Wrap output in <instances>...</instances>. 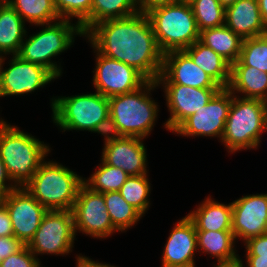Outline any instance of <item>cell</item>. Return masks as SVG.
Instances as JSON below:
<instances>
[{
	"label": "cell",
	"mask_w": 267,
	"mask_h": 267,
	"mask_svg": "<svg viewBox=\"0 0 267 267\" xmlns=\"http://www.w3.org/2000/svg\"><path fill=\"white\" fill-rule=\"evenodd\" d=\"M40 259L25 245L20 251L2 260L1 267H39Z\"/></svg>",
	"instance_id": "cell-35"
},
{
	"label": "cell",
	"mask_w": 267,
	"mask_h": 267,
	"mask_svg": "<svg viewBox=\"0 0 267 267\" xmlns=\"http://www.w3.org/2000/svg\"><path fill=\"white\" fill-rule=\"evenodd\" d=\"M232 94V103L220 142L229 153L258 149L267 122V102Z\"/></svg>",
	"instance_id": "cell-5"
},
{
	"label": "cell",
	"mask_w": 267,
	"mask_h": 267,
	"mask_svg": "<svg viewBox=\"0 0 267 267\" xmlns=\"http://www.w3.org/2000/svg\"><path fill=\"white\" fill-rule=\"evenodd\" d=\"M100 164L90 178L83 179V183L96 192L119 191L129 175L121 168L106 164L102 159Z\"/></svg>",
	"instance_id": "cell-29"
},
{
	"label": "cell",
	"mask_w": 267,
	"mask_h": 267,
	"mask_svg": "<svg viewBox=\"0 0 267 267\" xmlns=\"http://www.w3.org/2000/svg\"><path fill=\"white\" fill-rule=\"evenodd\" d=\"M176 2H178V0H137V6L139 12L147 13L155 7L168 5Z\"/></svg>",
	"instance_id": "cell-41"
},
{
	"label": "cell",
	"mask_w": 267,
	"mask_h": 267,
	"mask_svg": "<svg viewBox=\"0 0 267 267\" xmlns=\"http://www.w3.org/2000/svg\"><path fill=\"white\" fill-rule=\"evenodd\" d=\"M83 179L54 161H44L25 189L47 210H72Z\"/></svg>",
	"instance_id": "cell-4"
},
{
	"label": "cell",
	"mask_w": 267,
	"mask_h": 267,
	"mask_svg": "<svg viewBox=\"0 0 267 267\" xmlns=\"http://www.w3.org/2000/svg\"><path fill=\"white\" fill-rule=\"evenodd\" d=\"M92 2L93 0H54V5L60 19L73 20L76 17L85 34L91 28Z\"/></svg>",
	"instance_id": "cell-34"
},
{
	"label": "cell",
	"mask_w": 267,
	"mask_h": 267,
	"mask_svg": "<svg viewBox=\"0 0 267 267\" xmlns=\"http://www.w3.org/2000/svg\"><path fill=\"white\" fill-rule=\"evenodd\" d=\"M157 45L163 54L182 51L199 40V30L190 4L176 2L146 13Z\"/></svg>",
	"instance_id": "cell-7"
},
{
	"label": "cell",
	"mask_w": 267,
	"mask_h": 267,
	"mask_svg": "<svg viewBox=\"0 0 267 267\" xmlns=\"http://www.w3.org/2000/svg\"><path fill=\"white\" fill-rule=\"evenodd\" d=\"M92 132L103 135L105 137L104 143L115 141L122 137L117 128V125L110 115L100 121Z\"/></svg>",
	"instance_id": "cell-36"
},
{
	"label": "cell",
	"mask_w": 267,
	"mask_h": 267,
	"mask_svg": "<svg viewBox=\"0 0 267 267\" xmlns=\"http://www.w3.org/2000/svg\"><path fill=\"white\" fill-rule=\"evenodd\" d=\"M71 212L75 234L82 232L97 239H106L117 232L107 212L103 193L91 190L84 183L79 188Z\"/></svg>",
	"instance_id": "cell-10"
},
{
	"label": "cell",
	"mask_w": 267,
	"mask_h": 267,
	"mask_svg": "<svg viewBox=\"0 0 267 267\" xmlns=\"http://www.w3.org/2000/svg\"><path fill=\"white\" fill-rule=\"evenodd\" d=\"M157 87L156 81H147L133 92L108 98L110 116L122 136L142 139L149 136L159 111L150 92Z\"/></svg>",
	"instance_id": "cell-3"
},
{
	"label": "cell",
	"mask_w": 267,
	"mask_h": 267,
	"mask_svg": "<svg viewBox=\"0 0 267 267\" xmlns=\"http://www.w3.org/2000/svg\"><path fill=\"white\" fill-rule=\"evenodd\" d=\"M27 35L25 22L4 0L0 4V57L16 55Z\"/></svg>",
	"instance_id": "cell-24"
},
{
	"label": "cell",
	"mask_w": 267,
	"mask_h": 267,
	"mask_svg": "<svg viewBox=\"0 0 267 267\" xmlns=\"http://www.w3.org/2000/svg\"><path fill=\"white\" fill-rule=\"evenodd\" d=\"M227 89L233 95L242 93L243 98L267 102V73L251 66H245L240 60H237L231 65Z\"/></svg>",
	"instance_id": "cell-21"
},
{
	"label": "cell",
	"mask_w": 267,
	"mask_h": 267,
	"mask_svg": "<svg viewBox=\"0 0 267 267\" xmlns=\"http://www.w3.org/2000/svg\"><path fill=\"white\" fill-rule=\"evenodd\" d=\"M190 5L199 32L225 25V8L219 0H194Z\"/></svg>",
	"instance_id": "cell-32"
},
{
	"label": "cell",
	"mask_w": 267,
	"mask_h": 267,
	"mask_svg": "<svg viewBox=\"0 0 267 267\" xmlns=\"http://www.w3.org/2000/svg\"><path fill=\"white\" fill-rule=\"evenodd\" d=\"M213 267H240V264L239 263L230 264V265H217L216 264V266L214 264Z\"/></svg>",
	"instance_id": "cell-46"
},
{
	"label": "cell",
	"mask_w": 267,
	"mask_h": 267,
	"mask_svg": "<svg viewBox=\"0 0 267 267\" xmlns=\"http://www.w3.org/2000/svg\"><path fill=\"white\" fill-rule=\"evenodd\" d=\"M84 37L99 53L133 67L148 81H156L161 74L163 53L146 13L103 20Z\"/></svg>",
	"instance_id": "cell-1"
},
{
	"label": "cell",
	"mask_w": 267,
	"mask_h": 267,
	"mask_svg": "<svg viewBox=\"0 0 267 267\" xmlns=\"http://www.w3.org/2000/svg\"><path fill=\"white\" fill-rule=\"evenodd\" d=\"M21 16L33 25L49 24L60 20L54 0H5Z\"/></svg>",
	"instance_id": "cell-27"
},
{
	"label": "cell",
	"mask_w": 267,
	"mask_h": 267,
	"mask_svg": "<svg viewBox=\"0 0 267 267\" xmlns=\"http://www.w3.org/2000/svg\"><path fill=\"white\" fill-rule=\"evenodd\" d=\"M239 60L267 73V34L243 39Z\"/></svg>",
	"instance_id": "cell-33"
},
{
	"label": "cell",
	"mask_w": 267,
	"mask_h": 267,
	"mask_svg": "<svg viewBox=\"0 0 267 267\" xmlns=\"http://www.w3.org/2000/svg\"><path fill=\"white\" fill-rule=\"evenodd\" d=\"M266 131H267V122L264 125L263 132L262 133H265Z\"/></svg>",
	"instance_id": "cell-48"
},
{
	"label": "cell",
	"mask_w": 267,
	"mask_h": 267,
	"mask_svg": "<svg viewBox=\"0 0 267 267\" xmlns=\"http://www.w3.org/2000/svg\"><path fill=\"white\" fill-rule=\"evenodd\" d=\"M170 117L163 124L173 131L189 116L206 106L220 89L193 88L185 85H162Z\"/></svg>",
	"instance_id": "cell-17"
},
{
	"label": "cell",
	"mask_w": 267,
	"mask_h": 267,
	"mask_svg": "<svg viewBox=\"0 0 267 267\" xmlns=\"http://www.w3.org/2000/svg\"><path fill=\"white\" fill-rule=\"evenodd\" d=\"M71 21L60 19L49 24L37 25L43 29L30 35L29 38H24L16 55L23 61L44 66L57 78L60 77L63 73L61 65L52 61L53 57L61 55L70 48L76 35L84 37L81 26Z\"/></svg>",
	"instance_id": "cell-6"
},
{
	"label": "cell",
	"mask_w": 267,
	"mask_h": 267,
	"mask_svg": "<svg viewBox=\"0 0 267 267\" xmlns=\"http://www.w3.org/2000/svg\"><path fill=\"white\" fill-rule=\"evenodd\" d=\"M194 63L213 78L222 88H227L230 81L231 64L221 55L199 40L184 50Z\"/></svg>",
	"instance_id": "cell-25"
},
{
	"label": "cell",
	"mask_w": 267,
	"mask_h": 267,
	"mask_svg": "<svg viewBox=\"0 0 267 267\" xmlns=\"http://www.w3.org/2000/svg\"><path fill=\"white\" fill-rule=\"evenodd\" d=\"M101 159L106 164L121 168L129 176L148 173L147 151L142 138L122 136L104 143Z\"/></svg>",
	"instance_id": "cell-18"
},
{
	"label": "cell",
	"mask_w": 267,
	"mask_h": 267,
	"mask_svg": "<svg viewBox=\"0 0 267 267\" xmlns=\"http://www.w3.org/2000/svg\"><path fill=\"white\" fill-rule=\"evenodd\" d=\"M51 101L52 121L62 132H92L100 121L110 115L108 98L98 92L59 96Z\"/></svg>",
	"instance_id": "cell-8"
},
{
	"label": "cell",
	"mask_w": 267,
	"mask_h": 267,
	"mask_svg": "<svg viewBox=\"0 0 267 267\" xmlns=\"http://www.w3.org/2000/svg\"><path fill=\"white\" fill-rule=\"evenodd\" d=\"M0 200L7 207L14 236L28 245L48 210L25 187H17Z\"/></svg>",
	"instance_id": "cell-14"
},
{
	"label": "cell",
	"mask_w": 267,
	"mask_h": 267,
	"mask_svg": "<svg viewBox=\"0 0 267 267\" xmlns=\"http://www.w3.org/2000/svg\"><path fill=\"white\" fill-rule=\"evenodd\" d=\"M225 25L242 39L267 34L257 0H238L225 8Z\"/></svg>",
	"instance_id": "cell-20"
},
{
	"label": "cell",
	"mask_w": 267,
	"mask_h": 267,
	"mask_svg": "<svg viewBox=\"0 0 267 267\" xmlns=\"http://www.w3.org/2000/svg\"><path fill=\"white\" fill-rule=\"evenodd\" d=\"M240 267H245L242 259L239 261ZM247 267H267V257H261L258 255H246Z\"/></svg>",
	"instance_id": "cell-42"
},
{
	"label": "cell",
	"mask_w": 267,
	"mask_h": 267,
	"mask_svg": "<svg viewBox=\"0 0 267 267\" xmlns=\"http://www.w3.org/2000/svg\"><path fill=\"white\" fill-rule=\"evenodd\" d=\"M232 232L235 240L267 233V194H250L232 202Z\"/></svg>",
	"instance_id": "cell-16"
},
{
	"label": "cell",
	"mask_w": 267,
	"mask_h": 267,
	"mask_svg": "<svg viewBox=\"0 0 267 267\" xmlns=\"http://www.w3.org/2000/svg\"><path fill=\"white\" fill-rule=\"evenodd\" d=\"M246 255L267 257V233L253 237L244 242Z\"/></svg>",
	"instance_id": "cell-37"
},
{
	"label": "cell",
	"mask_w": 267,
	"mask_h": 267,
	"mask_svg": "<svg viewBox=\"0 0 267 267\" xmlns=\"http://www.w3.org/2000/svg\"><path fill=\"white\" fill-rule=\"evenodd\" d=\"M76 255V266L77 267H115L114 265L100 263L98 261H94L86 256Z\"/></svg>",
	"instance_id": "cell-43"
},
{
	"label": "cell",
	"mask_w": 267,
	"mask_h": 267,
	"mask_svg": "<svg viewBox=\"0 0 267 267\" xmlns=\"http://www.w3.org/2000/svg\"><path fill=\"white\" fill-rule=\"evenodd\" d=\"M0 236H14L13 225L6 205L0 200Z\"/></svg>",
	"instance_id": "cell-40"
},
{
	"label": "cell",
	"mask_w": 267,
	"mask_h": 267,
	"mask_svg": "<svg viewBox=\"0 0 267 267\" xmlns=\"http://www.w3.org/2000/svg\"><path fill=\"white\" fill-rule=\"evenodd\" d=\"M160 85H185L193 88L221 89L222 87L184 51H170L163 54V66L156 80Z\"/></svg>",
	"instance_id": "cell-15"
},
{
	"label": "cell",
	"mask_w": 267,
	"mask_h": 267,
	"mask_svg": "<svg viewBox=\"0 0 267 267\" xmlns=\"http://www.w3.org/2000/svg\"><path fill=\"white\" fill-rule=\"evenodd\" d=\"M197 250L196 228L186 215L173 226L168 236L162 254V267L193 266Z\"/></svg>",
	"instance_id": "cell-19"
},
{
	"label": "cell",
	"mask_w": 267,
	"mask_h": 267,
	"mask_svg": "<svg viewBox=\"0 0 267 267\" xmlns=\"http://www.w3.org/2000/svg\"><path fill=\"white\" fill-rule=\"evenodd\" d=\"M96 52L93 86L107 98L129 93L142 87L148 80L136 69L125 63Z\"/></svg>",
	"instance_id": "cell-12"
},
{
	"label": "cell",
	"mask_w": 267,
	"mask_h": 267,
	"mask_svg": "<svg viewBox=\"0 0 267 267\" xmlns=\"http://www.w3.org/2000/svg\"><path fill=\"white\" fill-rule=\"evenodd\" d=\"M138 12L137 0H93L91 27L103 20L126 18Z\"/></svg>",
	"instance_id": "cell-30"
},
{
	"label": "cell",
	"mask_w": 267,
	"mask_h": 267,
	"mask_svg": "<svg viewBox=\"0 0 267 267\" xmlns=\"http://www.w3.org/2000/svg\"><path fill=\"white\" fill-rule=\"evenodd\" d=\"M103 195L113 227L118 232H125L143 217L135 207L125 201L119 191L105 192Z\"/></svg>",
	"instance_id": "cell-28"
},
{
	"label": "cell",
	"mask_w": 267,
	"mask_h": 267,
	"mask_svg": "<svg viewBox=\"0 0 267 267\" xmlns=\"http://www.w3.org/2000/svg\"><path fill=\"white\" fill-rule=\"evenodd\" d=\"M50 149L35 136L0 119V157L17 187H24L32 179Z\"/></svg>",
	"instance_id": "cell-2"
},
{
	"label": "cell",
	"mask_w": 267,
	"mask_h": 267,
	"mask_svg": "<svg viewBox=\"0 0 267 267\" xmlns=\"http://www.w3.org/2000/svg\"><path fill=\"white\" fill-rule=\"evenodd\" d=\"M199 41L221 55L231 65L239 60L243 39L226 25L200 31Z\"/></svg>",
	"instance_id": "cell-26"
},
{
	"label": "cell",
	"mask_w": 267,
	"mask_h": 267,
	"mask_svg": "<svg viewBox=\"0 0 267 267\" xmlns=\"http://www.w3.org/2000/svg\"><path fill=\"white\" fill-rule=\"evenodd\" d=\"M73 215L70 210H48L27 247L38 255H68L76 239Z\"/></svg>",
	"instance_id": "cell-9"
},
{
	"label": "cell",
	"mask_w": 267,
	"mask_h": 267,
	"mask_svg": "<svg viewBox=\"0 0 267 267\" xmlns=\"http://www.w3.org/2000/svg\"><path fill=\"white\" fill-rule=\"evenodd\" d=\"M147 174L129 176L119 190L125 201L135 207L143 216L150 207L148 197L151 193V183Z\"/></svg>",
	"instance_id": "cell-31"
},
{
	"label": "cell",
	"mask_w": 267,
	"mask_h": 267,
	"mask_svg": "<svg viewBox=\"0 0 267 267\" xmlns=\"http://www.w3.org/2000/svg\"><path fill=\"white\" fill-rule=\"evenodd\" d=\"M16 188L17 186L13 183L11 177L7 172L5 164L0 157V198Z\"/></svg>",
	"instance_id": "cell-39"
},
{
	"label": "cell",
	"mask_w": 267,
	"mask_h": 267,
	"mask_svg": "<svg viewBox=\"0 0 267 267\" xmlns=\"http://www.w3.org/2000/svg\"><path fill=\"white\" fill-rule=\"evenodd\" d=\"M231 103L232 93L221 88L206 106L185 119L173 132L189 138L218 137L221 140Z\"/></svg>",
	"instance_id": "cell-11"
},
{
	"label": "cell",
	"mask_w": 267,
	"mask_h": 267,
	"mask_svg": "<svg viewBox=\"0 0 267 267\" xmlns=\"http://www.w3.org/2000/svg\"><path fill=\"white\" fill-rule=\"evenodd\" d=\"M204 200L187 214L196 231H232V202L227 205L212 200L211 196Z\"/></svg>",
	"instance_id": "cell-22"
},
{
	"label": "cell",
	"mask_w": 267,
	"mask_h": 267,
	"mask_svg": "<svg viewBox=\"0 0 267 267\" xmlns=\"http://www.w3.org/2000/svg\"><path fill=\"white\" fill-rule=\"evenodd\" d=\"M24 246L15 236H0V258L4 260L9 255L20 251Z\"/></svg>",
	"instance_id": "cell-38"
},
{
	"label": "cell",
	"mask_w": 267,
	"mask_h": 267,
	"mask_svg": "<svg viewBox=\"0 0 267 267\" xmlns=\"http://www.w3.org/2000/svg\"><path fill=\"white\" fill-rule=\"evenodd\" d=\"M197 249L204 254L217 259V265L239 263L240 256L236 254L235 237L232 231H196Z\"/></svg>",
	"instance_id": "cell-23"
},
{
	"label": "cell",
	"mask_w": 267,
	"mask_h": 267,
	"mask_svg": "<svg viewBox=\"0 0 267 267\" xmlns=\"http://www.w3.org/2000/svg\"><path fill=\"white\" fill-rule=\"evenodd\" d=\"M5 56L0 57V97L32 93L55 79L50 70L36 63L21 60L17 55L4 69Z\"/></svg>",
	"instance_id": "cell-13"
},
{
	"label": "cell",
	"mask_w": 267,
	"mask_h": 267,
	"mask_svg": "<svg viewBox=\"0 0 267 267\" xmlns=\"http://www.w3.org/2000/svg\"><path fill=\"white\" fill-rule=\"evenodd\" d=\"M237 1L238 0H219V2L224 8H227L228 6L235 4Z\"/></svg>",
	"instance_id": "cell-45"
},
{
	"label": "cell",
	"mask_w": 267,
	"mask_h": 267,
	"mask_svg": "<svg viewBox=\"0 0 267 267\" xmlns=\"http://www.w3.org/2000/svg\"><path fill=\"white\" fill-rule=\"evenodd\" d=\"M194 0H178V2H182V3H187L190 4L192 3Z\"/></svg>",
	"instance_id": "cell-47"
},
{
	"label": "cell",
	"mask_w": 267,
	"mask_h": 267,
	"mask_svg": "<svg viewBox=\"0 0 267 267\" xmlns=\"http://www.w3.org/2000/svg\"><path fill=\"white\" fill-rule=\"evenodd\" d=\"M257 1L262 21L267 27V0H257Z\"/></svg>",
	"instance_id": "cell-44"
}]
</instances>
